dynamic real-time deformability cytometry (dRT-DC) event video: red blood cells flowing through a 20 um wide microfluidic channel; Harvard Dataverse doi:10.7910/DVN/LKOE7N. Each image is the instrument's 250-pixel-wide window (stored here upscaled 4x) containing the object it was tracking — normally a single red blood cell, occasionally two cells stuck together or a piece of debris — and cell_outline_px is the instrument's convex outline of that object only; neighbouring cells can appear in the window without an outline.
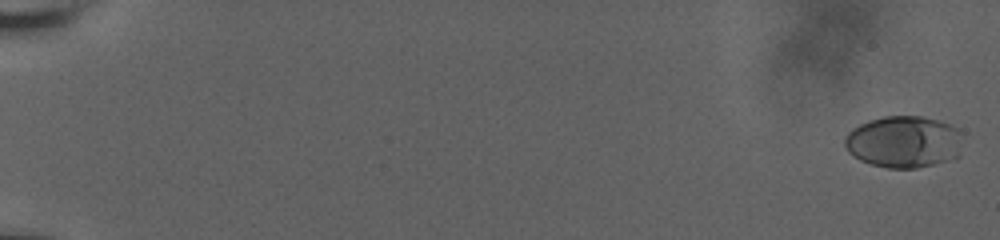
{"species": "human", "species_latin": "Homo sapiens", "temperature_condition": "room temperature", "stored_images_in_passage": 59, "camera_frame_rate_fps": 3000, "um_per_image_px": 0.085, "donor": {"sex": "male"}, "frame": {"image": 1, "passage_image": 2, "time_ms": 0.333, "image_size_px": [1000, 240], "cell_outline_px": [[960, 156], [932, 164], [916, 168], [888, 168], [872, 164], [860, 160], [852, 156], [848, 152], [844, 144], [844, 140], [848, 132], [852, 128], [868, 120], [884, 116], [920, 116], [936, 120], [960, 128]], "centroid_in_image_um": [76.79, 12.05], "position_along_channel_um": 8.2, "area_um2": 35.66}}
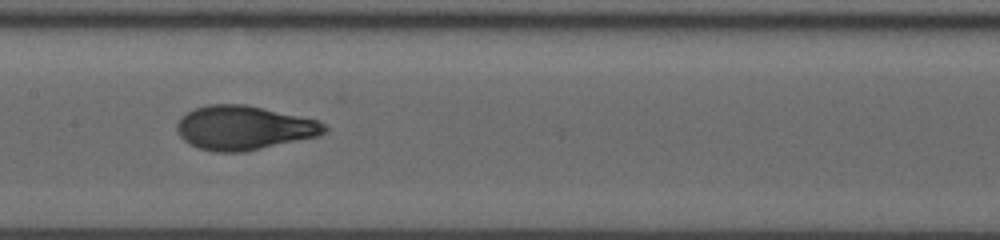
{"frame": {"image": 2, "passage_image": 34, "time_ms": 11.333, "image_size_px": [1000, 240], "cell_outline_px": [[328, 128], [320, 136], [244, 152], [216, 152], [200, 148], [184, 140], [180, 136], [176, 128], [176, 124], [180, 116], [196, 108], [208, 104], [244, 104], [316, 120], [324, 124]], "centroid_in_image_um": [20.71, 10.87], "position_along_channel_um": 186.7, "area_um2": 37.63}}
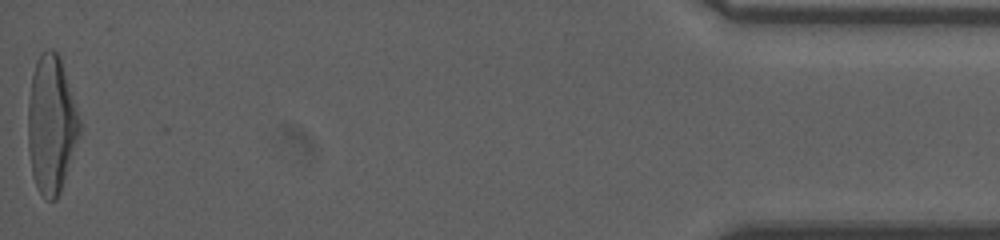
{"frame": {"image": 3, "passage_image": 59, "time_ms": 20.333, "image_size_px": [1000, 240], "cell_outline_px": [[80, 132], [60, 192], [56, 200], [48, 200], [36, 188], [32, 172], [28, 148], [28, 104], [32, 76], [36, 60], [40, 52], [48, 48], [52, 48], [60, 56], [80, 120]], "centroid_in_image_um": [4.35, 10.55], "position_along_channel_um": 430.9, "area_um2": 41.1}, "authors_computed_cell_mechanics": {"area_um2": 36.9342, "velocity_mm_per_s": 3.6608, "shape_relaxation_time_tau1_ms": 4.8701, "shape_relaxation_time_tau2_ms": 0.7721, "deformation_change_tau1": 0.2048, "deformation_change_tau2": 0.0596}}